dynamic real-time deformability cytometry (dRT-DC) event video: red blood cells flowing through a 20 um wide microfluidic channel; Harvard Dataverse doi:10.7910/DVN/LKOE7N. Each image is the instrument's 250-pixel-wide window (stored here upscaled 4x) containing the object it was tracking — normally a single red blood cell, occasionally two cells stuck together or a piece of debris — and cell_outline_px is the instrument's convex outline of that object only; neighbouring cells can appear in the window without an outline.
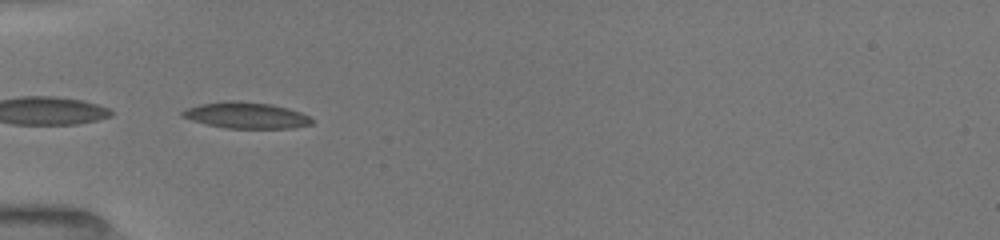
{"species": "common noctule bat (a hibernating species)", "species_latin": "Nyctalus noctula", "temperature_condition": "room temperature", "stored_images_in_passage": 37, "camera_frame_rate_fps": 3000, "um_per_image_px": 0.085, "animal": {"sex": "female", "body_mass_g": 19.5, "forearm_length_mm": 54.1}, "frame": {"image": 1, "passage_image": 9, "time_ms": 3.0, "image_size_px": [1000, 240], "cell_outline_px": [[312, 124], [292, 128], [224, 128], [192, 120], [180, 116], [180, 112], [188, 108], [200, 104], [228, 100], [236, 100], [272, 104], [288, 108], [300, 112], [308, 116], [312, 120]], "centroid_in_image_um": [20.91, 9.79], "position_along_channel_um": 64.1, "area_um2": 19.71}}
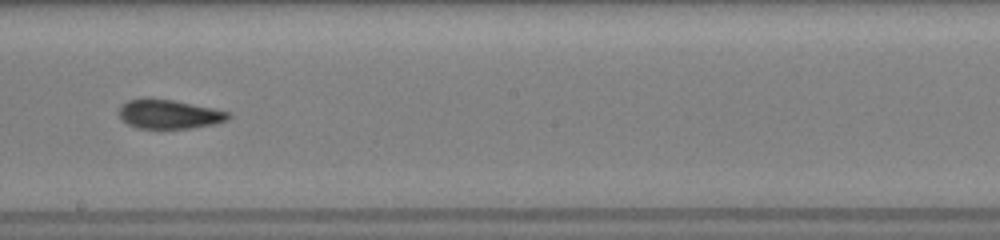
{"frame": {"image": 2, "passage_image": 26, "time_ms": 7.333, "image_size_px": [1000, 240], "cell_outline_px": [[232, 116], [228, 120], [216, 124], [192, 128], [136, 128], [128, 124], [120, 116], [120, 104], [128, 100], [144, 96], [152, 96], [232, 112]], "centroid_in_image_um": [14.38, 9.68], "position_along_channel_um": 233.8, "area_um2": 18.96}}